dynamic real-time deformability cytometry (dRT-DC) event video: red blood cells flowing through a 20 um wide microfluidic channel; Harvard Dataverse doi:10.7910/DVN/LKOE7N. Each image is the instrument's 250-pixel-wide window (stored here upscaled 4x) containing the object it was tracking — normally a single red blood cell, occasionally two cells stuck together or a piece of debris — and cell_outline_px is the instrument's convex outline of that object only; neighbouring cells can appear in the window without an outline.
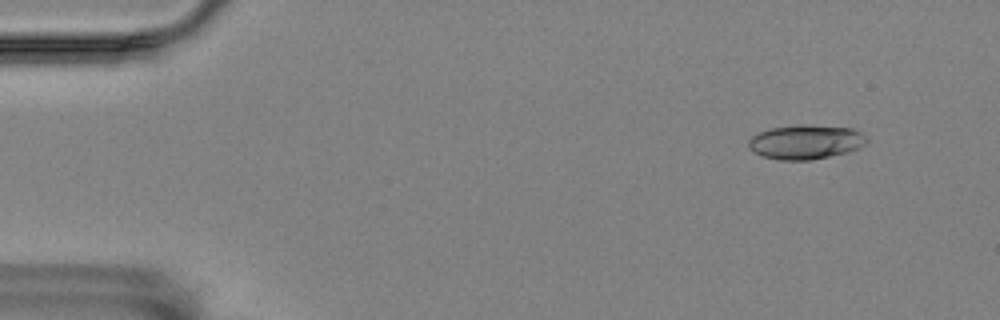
{"species": "Egyptian fruit bat (a non-hibernating species)", "species_latin": "Rousettus aegyptiacus", "temperature_condition": "room temperature", "stored_images_in_passage": 12, "camera_frame_rate_fps": 3000, "um_per_image_px": 0.085, "animal": {"sex": "female"}, "frame": {"image": 1, "passage_image": 5, "time_ms": 1.333, "image_size_px": [1000, 320], "cell_outline_px": [[868, 144], [860, 148], [848, 152], [812, 160], [780, 160], [760, 156], [752, 152], [748, 148], [748, 140], [752, 136], [760, 132], [772, 128], [796, 124], [800, 124], [852, 128], [860, 132], [868, 140]], "centroid_in_image_um": [68.47, 12.08], "position_along_channel_um": 16.5, "area_um2": 23.93}}